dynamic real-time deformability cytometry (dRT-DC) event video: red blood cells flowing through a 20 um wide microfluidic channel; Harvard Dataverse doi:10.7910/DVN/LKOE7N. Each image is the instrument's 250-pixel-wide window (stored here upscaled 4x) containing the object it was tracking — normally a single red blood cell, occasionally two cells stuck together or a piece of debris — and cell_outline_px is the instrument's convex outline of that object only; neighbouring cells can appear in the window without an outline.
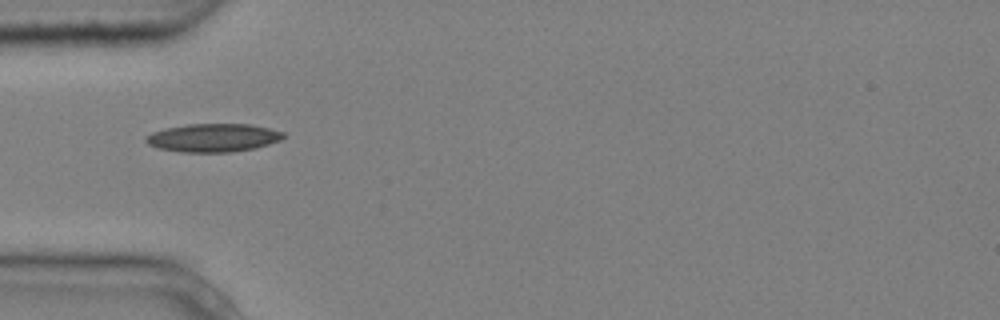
{"species": "common noctule bat (a hibernating species)", "species_latin": "Nyctalus noctula", "temperature_condition": "cold", "stored_images_in_passage": 4, "camera_frame_rate_fps": 3000, "um_per_image_px": 0.085, "animal": {"sex": "male", "body_mass_g": 20.4}, "frame": {"image": 1, "passage_image": 1, "time_ms": 0.0, "image_size_px": [1000, 320], "cell_outline_px": [[284, 136], [280, 140], [256, 148], [232, 152], [180, 152], [160, 148], [148, 144], [144, 140], [144, 136], [152, 132], [168, 128], [188, 124], [248, 124], [268, 128], [284, 132]], "centroid_in_image_um": [18.11, 11.71], "position_along_channel_um": 66.9, "area_um2": 22.54}}
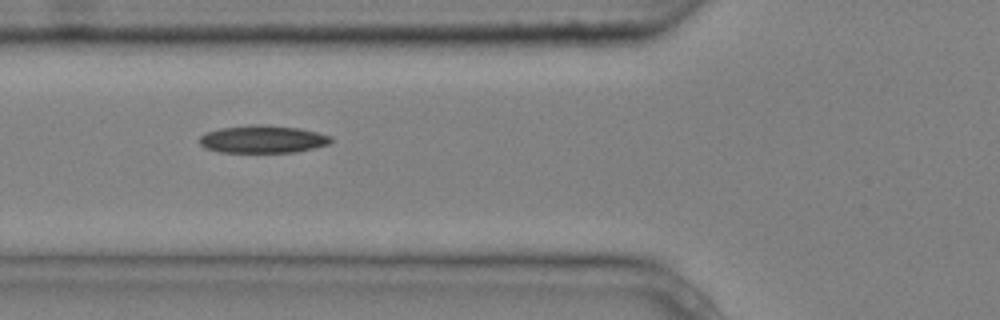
{"frame": {"image": 2, "passage_image": 2, "time_ms": 0.333, "image_size_px": [1000, 320], "cell_outline_px": [[332, 140], [328, 144], [316, 148], [296, 152], [220, 152], [204, 148], [200, 144], [200, 136], [204, 132], [220, 128], [252, 124], [260, 124], [300, 128], [332, 136]], "centroid_in_image_um": [22.32, 11.83], "position_along_channel_um": 103.5, "area_um2": 21.33}}